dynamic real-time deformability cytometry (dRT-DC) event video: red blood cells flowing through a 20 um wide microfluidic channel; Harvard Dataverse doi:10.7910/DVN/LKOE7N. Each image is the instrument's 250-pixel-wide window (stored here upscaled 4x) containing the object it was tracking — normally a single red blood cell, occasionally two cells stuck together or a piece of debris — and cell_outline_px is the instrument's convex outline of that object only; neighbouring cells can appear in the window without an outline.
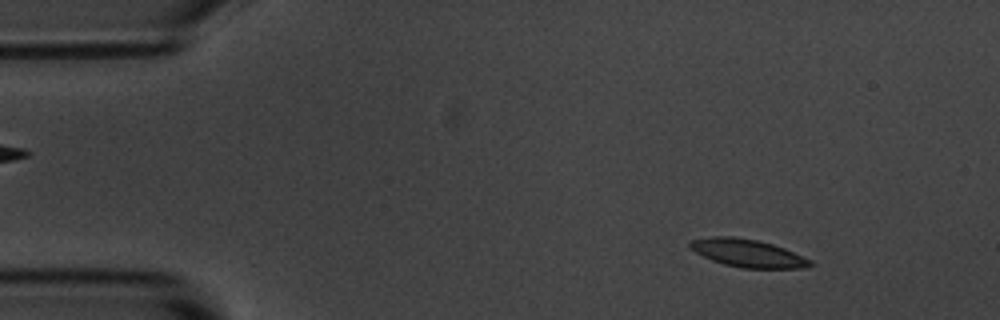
{"species": "common noctule bat (a hibernating species)", "species_latin": "Nyctalus noctula", "temperature_condition": "room temperature", "stored_images_in_passage": 8, "camera_frame_rate_fps": 3000, "um_per_image_px": 0.085, "animal": {"sex": "male", "body_mass_g": 20.1, "forearm_length_mm": 53.5}, "frame": {"image": 1, "passage_image": 1, "time_ms": 0.0, "image_size_px": [1000, 320], "cell_outline_px": [[812, 264], [808, 268], [740, 268], [724, 264], [712, 260], [688, 248], [688, 240], [712, 236], [736, 236], [756, 240], [772, 244], [784, 248], [812, 260]], "centroid_in_image_um": [63.52, 21.51], "position_along_channel_um": 21.5, "area_um2": 19.59}}
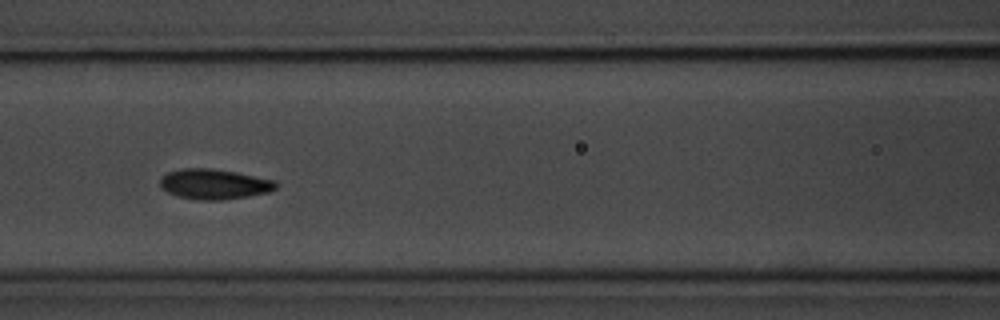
{"frame": {"image": 2, "passage_image": 6, "time_ms": 5.667, "image_size_px": [1000, 320], "cell_outline_px": [[280, 184], [276, 188], [268, 192], [248, 196], [224, 200], [196, 200], [176, 196], [160, 188], [160, 180], [168, 172], [184, 168], [212, 168], [236, 172], [276, 180]], "centroid_in_image_um": [18.23, 15.65], "position_along_channel_um": 148.4, "area_um2": 20.58}}
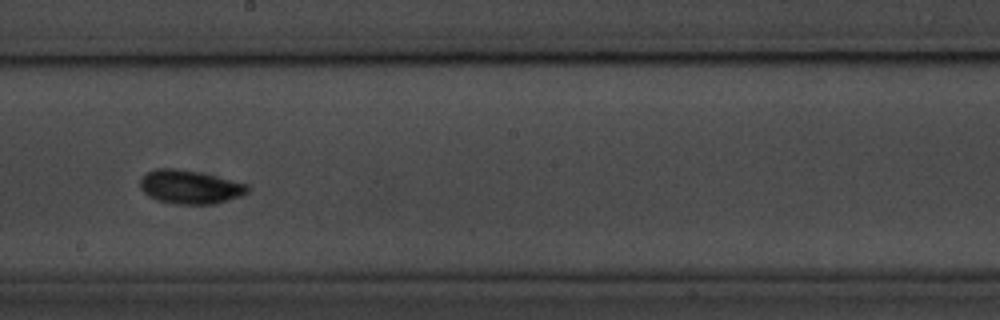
{"frame": {"image": 3, "passage_image": 8, "time_ms": 8.0, "image_size_px": [1000, 320], "cell_outline_px": [[252, 188], [244, 196], [216, 204], [176, 204], [156, 200], [148, 196], [140, 188], [140, 180], [148, 172], [156, 168], [176, 168], [196, 172], [248, 184]], "centroid_in_image_um": [16.18, 15.91], "position_along_channel_um": 232.0, "area_um2": 21.15}}